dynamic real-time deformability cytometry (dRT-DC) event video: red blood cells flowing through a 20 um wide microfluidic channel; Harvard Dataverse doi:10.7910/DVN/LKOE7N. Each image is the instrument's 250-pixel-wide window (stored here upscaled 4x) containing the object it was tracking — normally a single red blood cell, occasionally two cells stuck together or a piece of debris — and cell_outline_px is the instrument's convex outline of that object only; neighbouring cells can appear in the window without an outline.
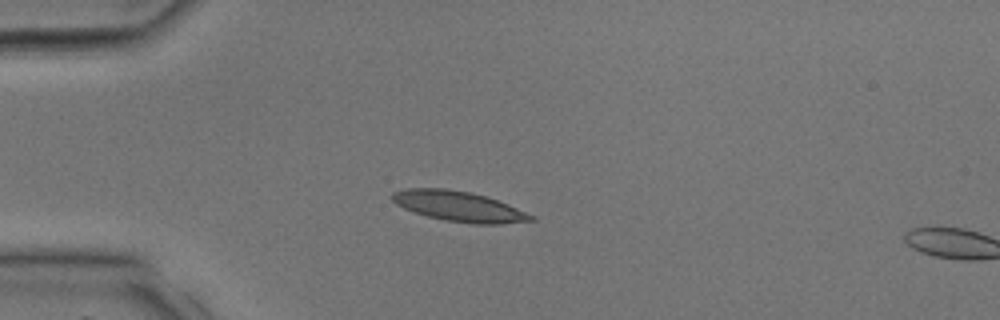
{"species": "common noctule bat (a hibernating species)", "species_latin": "Nyctalus noctula", "temperature_condition": "room temperature", "stored_images_in_passage": 10, "camera_frame_rate_fps": 3000, "um_per_image_px": 0.085, "animal": {"sex": "male", "body_mass_g": 17.9, "forearm_length_mm": 54.2}, "frame": {"image": 1, "passage_image": 9, "time_ms": 2.667, "image_size_px": [1000, 320], "cell_outline_px": [[536, 220], [500, 224], [476, 224], [444, 220], [428, 216], [404, 208], [396, 204], [388, 196], [392, 192], [408, 188], [444, 188], [472, 192], [488, 196], [508, 204], [536, 216]], "centroid_in_image_um": [39.02, 17.53], "position_along_channel_um": 46.0, "area_um2": 24.62}}